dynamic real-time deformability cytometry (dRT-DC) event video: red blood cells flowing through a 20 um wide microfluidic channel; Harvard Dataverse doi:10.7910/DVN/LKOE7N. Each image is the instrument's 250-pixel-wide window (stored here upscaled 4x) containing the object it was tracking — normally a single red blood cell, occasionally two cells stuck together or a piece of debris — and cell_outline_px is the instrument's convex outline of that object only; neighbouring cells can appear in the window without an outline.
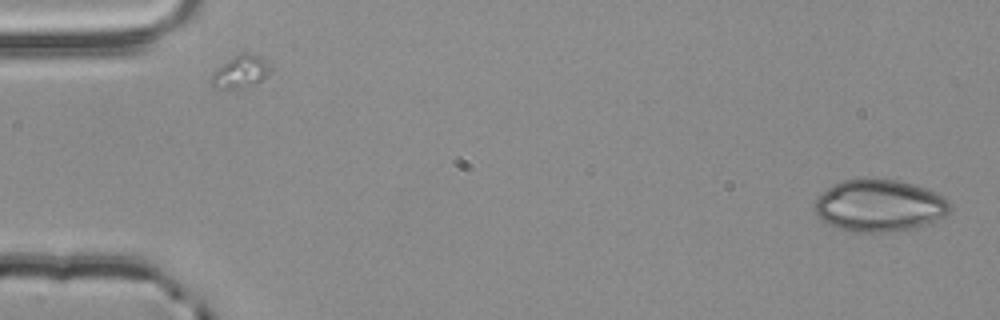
{"species": "common noctule bat (a hibernating species)", "species_latin": "Nyctalus noctula", "temperature_condition": "room temperature", "stored_images_in_passage": 50, "camera_frame_rate_fps": 3000, "um_per_image_px": 0.085, "animal": {"sex": "male", "body_mass_g": 20.4}, "frame": {"image": 1, "passage_image": 1, "time_ms": 0.0, "image_size_px": [1000, 320], "cell_outline_px": [[948, 212], [944, 216], [936, 220], [924, 224], [908, 228], [888, 232], [852, 232], [836, 228], [828, 224], [816, 212], [816, 200], [832, 184], [844, 180], [896, 180], [912, 184], [936, 192], [948, 204]], "centroid_in_image_um": [74.71, 17.49], "position_along_channel_um": 10.3, "area_um2": 39.88}}
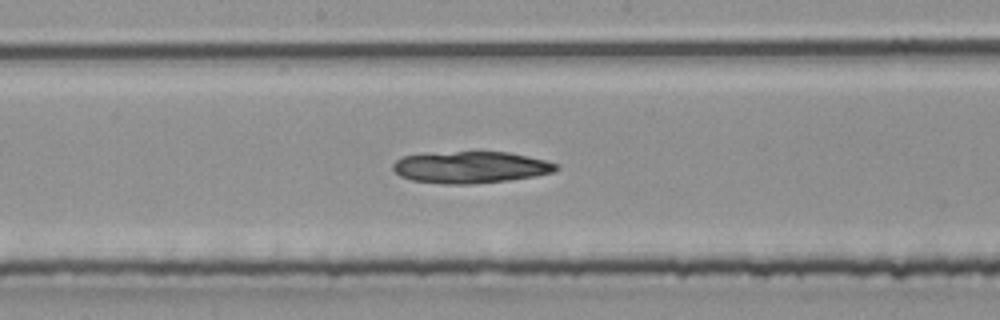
{"frame": {"image": 2, "passage_image": 28, "time_ms": 9.0, "image_size_px": [1000, 320], "cell_outline_px": [[560, 168], [556, 172], [536, 176], [508, 180], [468, 184], [444, 184], [412, 180], [400, 176], [392, 168], [392, 164], [396, 160], [404, 156], [424, 152], [508, 152], [528, 156], [560, 164]], "centroid_in_image_um": [40.01, 14.21], "position_along_channel_um": 208.2, "area_um2": 30.46}}
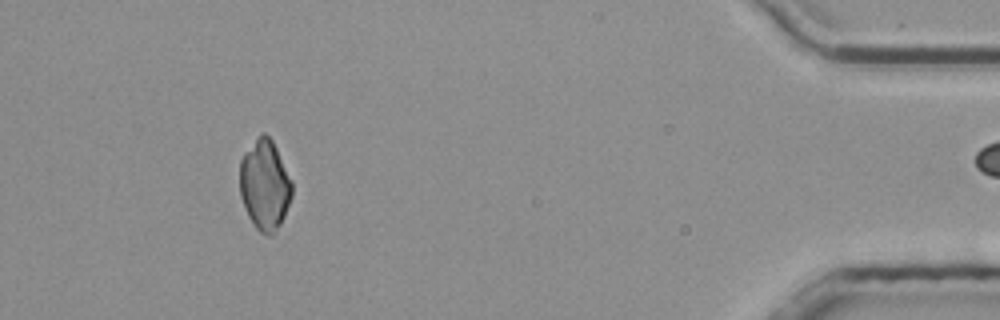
{"frame": {"image": 3, "passage_image": 49, "time_ms": 16.0, "image_size_px": [1000, 320], "cell_outline_px": [[292, 196], [284, 216], [280, 224], [272, 236], [268, 236], [260, 232], [256, 228], [248, 216], [244, 208], [240, 196], [240, 160], [244, 152], [260, 132], [264, 132], [272, 140], [292, 180]], "centroid_in_image_um": [22.49, 15.71], "position_along_channel_um": 412.7, "area_um2": 27.63}}